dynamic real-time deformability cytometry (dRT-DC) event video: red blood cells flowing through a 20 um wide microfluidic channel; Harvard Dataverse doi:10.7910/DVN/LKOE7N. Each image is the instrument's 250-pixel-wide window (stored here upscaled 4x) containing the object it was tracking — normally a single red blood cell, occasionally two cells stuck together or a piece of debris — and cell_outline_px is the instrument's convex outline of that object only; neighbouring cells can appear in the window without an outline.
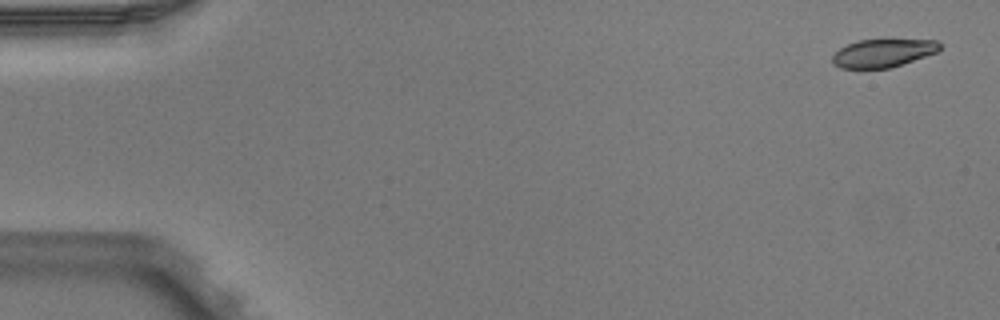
{"species": "Egyptian fruit bat (a non-hibernating species)", "species_latin": "Rousettus aegyptiacus", "temperature_condition": "warm", "stored_images_in_passage": 4, "camera_frame_rate_fps": 3000, "um_per_image_px": 0.085, "animal": {"sex": "male"}, "frame": {"image": 1, "passage_image": 1, "time_ms": 0.0, "image_size_px": [1000, 320], "cell_outline_px": [[940, 48], [936, 52], [888, 68], [860, 72], [840, 68], [832, 60], [832, 56], [840, 48], [848, 44], [860, 40], [936, 40], [940, 44]], "centroid_in_image_um": [74.96, 4.56], "position_along_channel_um": 10.0, "area_um2": 17.74}}
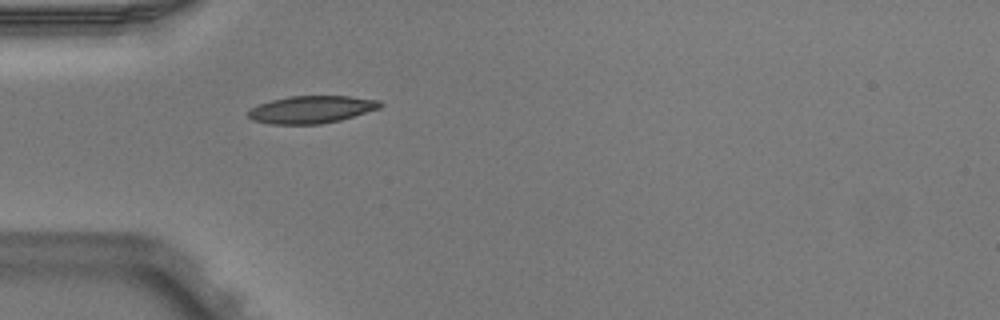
{"frame": {"image": 2, "passage_image": 4, "time_ms": 1.0, "image_size_px": [1000, 320], "cell_outline_px": [[384, 104], [380, 108], [340, 120], [320, 124], [272, 124], [252, 120], [248, 116], [248, 112], [252, 108], [260, 104], [272, 100], [288, 96], [348, 96], [380, 100]], "centroid_in_image_um": [26.5, 9.3], "position_along_channel_um": 58.5, "area_um2": 20.98}}